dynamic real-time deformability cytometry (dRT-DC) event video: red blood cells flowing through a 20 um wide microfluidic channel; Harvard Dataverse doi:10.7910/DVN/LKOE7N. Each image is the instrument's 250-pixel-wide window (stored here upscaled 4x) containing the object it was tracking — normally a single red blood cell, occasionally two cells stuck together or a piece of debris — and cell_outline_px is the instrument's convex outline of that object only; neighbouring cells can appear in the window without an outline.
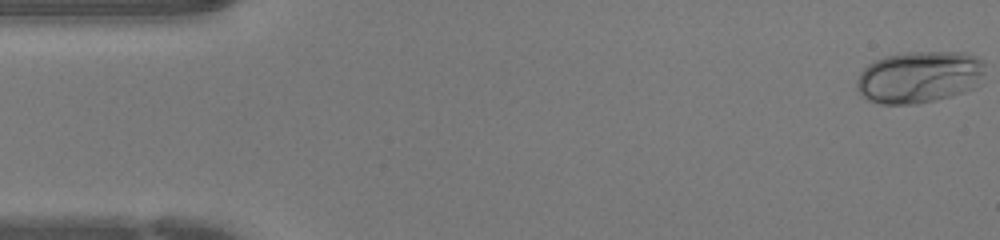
{"species": "human", "species_latin": "Homo sapiens", "temperature_condition": "warm", "stored_images_in_passage": 44, "camera_frame_rate_fps": 3000, "um_per_image_px": 0.085, "donor": {"sex": "female"}, "frame": {"image": 1, "passage_image": 1, "time_ms": 0.0, "image_size_px": [1000, 240], "cell_outline_px": [[984, 64], [976, 88], [952, 96], [936, 100], [916, 104], [880, 104], [868, 100], [856, 88], [856, 80], [860, 72], [868, 64], [884, 56], [908, 52], [968, 52], [980, 56], [984, 60]], "centroid_in_image_um": [78.14, 6.54], "position_along_channel_um": 6.9, "area_um2": 39.13}}
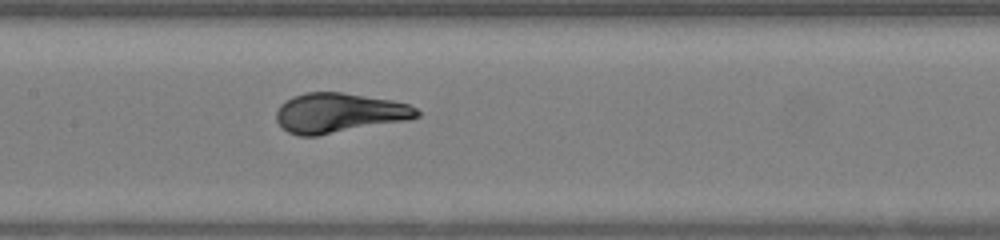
{"frame": {"image": 2, "passage_image": 21, "time_ms": 6.667, "image_size_px": [1000, 240], "cell_outline_px": [[420, 116], [408, 120], [316, 136], [300, 136], [288, 132], [276, 120], [276, 112], [280, 104], [292, 96], [304, 92], [340, 92], [392, 100], [408, 104], [416, 108], [420, 112]], "centroid_in_image_um": [28.81, 9.59], "position_along_channel_um": 178.6, "area_um2": 32.54}}
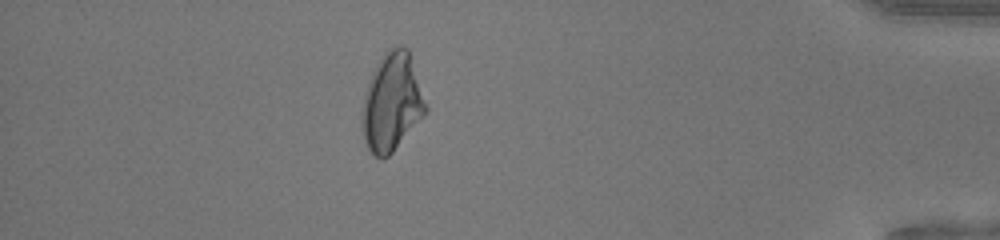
{"frame": {"image": 3, "passage_image": 39, "time_ms": 12.667, "image_size_px": [1000, 240], "cell_outline_px": [[428, 112], [392, 152], [388, 156], [380, 160], [368, 148], [364, 140], [360, 116], [364, 96], [372, 72], [376, 64], [384, 52], [388, 48], [400, 44], [408, 48], [428, 108]], "centroid_in_image_um": [33.31, 8.68], "position_along_channel_um": 401.9, "area_um2": 36.53}}